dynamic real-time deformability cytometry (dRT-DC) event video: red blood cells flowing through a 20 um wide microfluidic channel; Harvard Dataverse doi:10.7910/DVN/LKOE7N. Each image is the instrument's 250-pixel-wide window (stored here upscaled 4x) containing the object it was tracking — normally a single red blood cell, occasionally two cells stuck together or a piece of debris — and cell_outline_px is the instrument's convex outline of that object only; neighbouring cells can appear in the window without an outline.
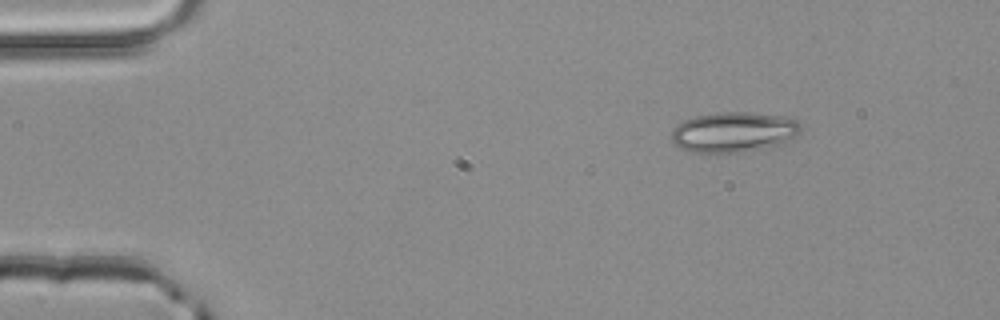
{"species": "common noctule bat (a hibernating species)", "species_latin": "Nyctalus noctula", "temperature_condition": "room temperature", "stored_images_in_passage": 46, "camera_frame_rate_fps": 3000, "um_per_image_px": 0.085, "animal": {"sex": "male", "body_mass_g": 20.4}, "frame": {"image": 1, "passage_image": 1, "time_ms": 0.0, "image_size_px": [1000, 320], "cell_outline_px": [[800, 132], [796, 136], [784, 144], [764, 148], [740, 152], [692, 152], [680, 148], [672, 140], [672, 128], [676, 124], [684, 120], [696, 116], [720, 112], [748, 112], [792, 116], [800, 120]], "centroid_in_image_um": [62.43, 11.21], "position_along_channel_um": 22.6, "area_um2": 30.75}}
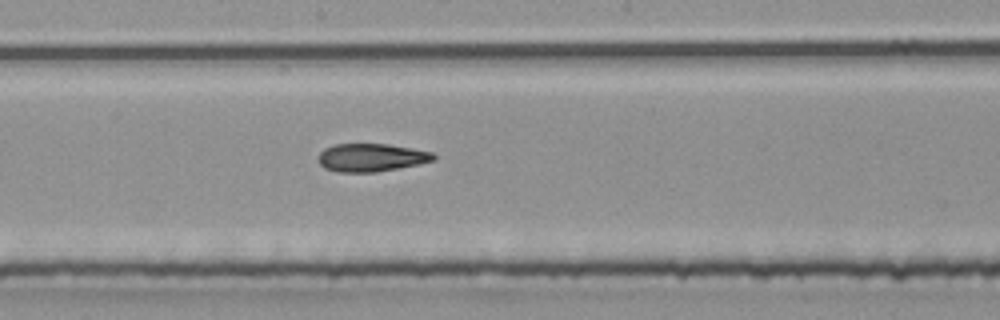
{"frame": {"image": 2, "passage_image": 22, "time_ms": 7.0, "image_size_px": [1000, 320], "cell_outline_px": [[436, 160], [420, 164], [376, 172], [336, 172], [324, 168], [320, 164], [316, 156], [324, 148], [332, 144], [388, 144], [412, 148], [432, 152], [436, 156]], "centroid_in_image_um": [31.53, 13.39], "position_along_channel_um": 216.7, "area_um2": 19.07}}
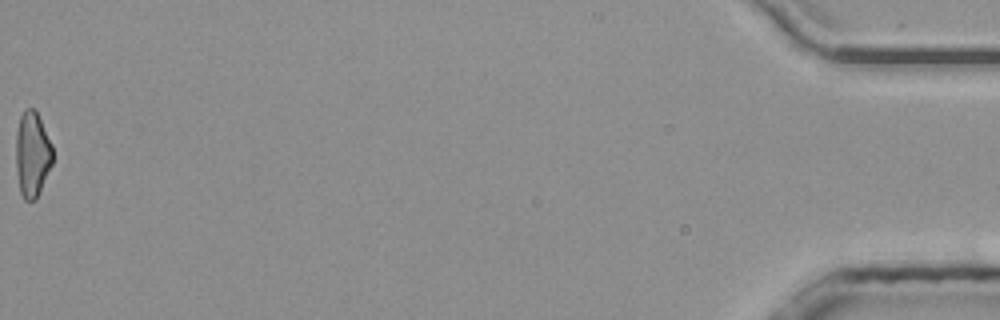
{"frame": {"image": 3, "passage_image": 46, "time_ms": 15.0, "image_size_px": [1000, 320], "cell_outline_px": [[52, 164], [40, 192], [36, 200], [24, 200], [20, 192], [16, 168], [16, 132], [20, 116], [24, 108], [32, 108], [36, 112], [52, 144]], "centroid_in_image_um": [2.73, 13.13], "position_along_channel_um": 432.5, "area_um2": 18.26}, "authors_computed_cell_mechanics": {"area_um2": 19.074, "velocity_mm_per_s": 4.0301, "shape_relaxation_time_tau1_ms": 7.5446, "shape_relaxation_time_tau2_ms": 3.5574, "deformation_change_tau1": 0.2168, "deformation_change_tau2": 0.1318}}